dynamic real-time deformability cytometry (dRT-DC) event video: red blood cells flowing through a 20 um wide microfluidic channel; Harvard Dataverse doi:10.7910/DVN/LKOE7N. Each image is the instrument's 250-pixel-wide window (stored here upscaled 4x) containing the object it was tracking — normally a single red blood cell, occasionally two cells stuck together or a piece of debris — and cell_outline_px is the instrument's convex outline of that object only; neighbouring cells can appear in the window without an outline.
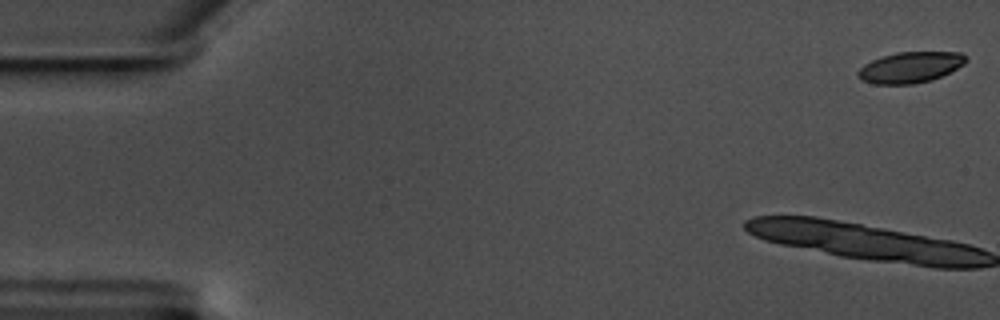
{"species": "common noctule bat (a hibernating species)", "species_latin": "Nyctalus noctula", "temperature_condition": "warm", "stored_images_in_passage": 14, "camera_frame_rate_fps": 3000, "um_per_image_px": 0.085, "animal": {"sex": "male", "body_mass_g": 17.5, "forearm_length_mm": 52.3}, "frame": {"image": 1, "passage_image": 1, "time_ms": 0.0, "image_size_px": [1000, 320], "cell_outline_px": [[968, 60], [964, 64], [932, 80], [912, 84], [872, 84], [860, 80], [856, 72], [864, 64], [880, 56], [896, 52], [960, 52], [968, 56]], "centroid_in_image_um": [77.34, 5.72], "position_along_channel_um": 7.7, "area_um2": 19.59}}